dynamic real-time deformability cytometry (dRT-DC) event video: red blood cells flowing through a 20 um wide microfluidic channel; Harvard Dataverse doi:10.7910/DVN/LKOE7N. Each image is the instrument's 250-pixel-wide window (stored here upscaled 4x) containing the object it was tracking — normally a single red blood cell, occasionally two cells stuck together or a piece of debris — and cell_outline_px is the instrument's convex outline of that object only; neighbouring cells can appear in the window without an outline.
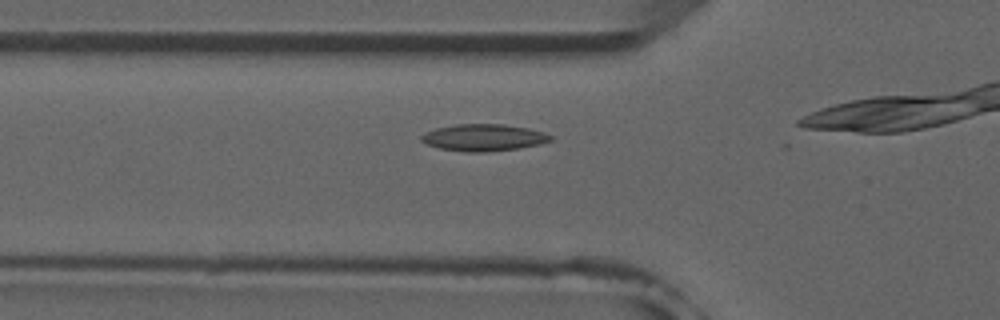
{"species": "common noctule bat (a hibernating species)", "species_latin": "Nyctalus noctula", "temperature_condition": "room temperature", "stored_images_in_passage": 13, "camera_frame_rate_fps": 3000, "um_per_image_px": 0.085, "animal": {"sex": "male", "forearm_length_mm": 52.5}, "frame": {"image": 1, "passage_image": 8, "time_ms": 2.333, "image_size_px": [1000, 320], "cell_outline_px": [[552, 140], [540, 144], [520, 148], [488, 152], [468, 152], [440, 148], [428, 144], [420, 140], [420, 136], [424, 132], [436, 128], [456, 124], [504, 124], [528, 128], [544, 132], [552, 136]], "centroid_in_image_um": [41.11, 11.69], "position_along_channel_um": 84.7, "area_um2": 20.29}}
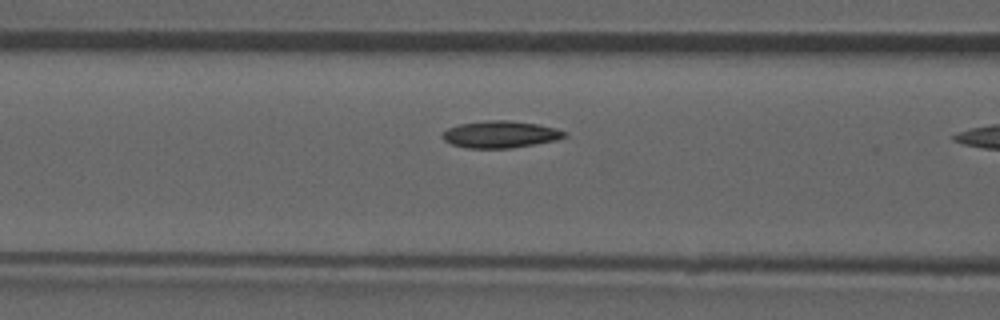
{"frame": {"image": 2, "passage_image": 11, "time_ms": 3.333, "image_size_px": [1000, 320], "cell_outline_px": [[568, 136], [556, 140], [512, 148], [468, 148], [452, 144], [444, 140], [440, 136], [448, 128], [460, 124], [488, 120], [508, 120], [536, 124], [556, 128], [568, 132]], "centroid_in_image_um": [42.55, 11.42], "position_along_channel_um": 124.0, "area_um2": 19.13}}